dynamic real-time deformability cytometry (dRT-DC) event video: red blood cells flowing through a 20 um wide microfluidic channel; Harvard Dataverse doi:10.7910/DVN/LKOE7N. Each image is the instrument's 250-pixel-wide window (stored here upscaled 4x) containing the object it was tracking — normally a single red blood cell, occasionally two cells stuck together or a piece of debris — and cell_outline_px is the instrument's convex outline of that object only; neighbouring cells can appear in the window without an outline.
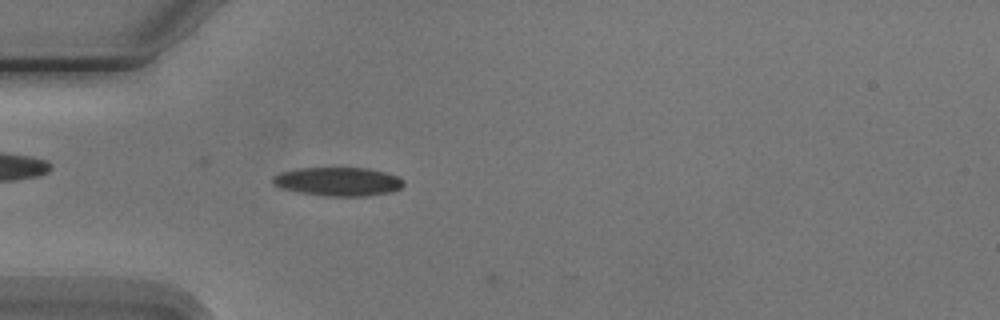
{"species": "Egyptian fruit bat (a non-hibernating species)", "species_latin": "Rousettus aegyptiacus", "temperature_condition": "cold", "stored_images_in_passage": 2, "camera_frame_rate_fps": 3000, "um_per_image_px": 0.085, "animal": {"sex": "male"}, "frame": {"image": 1, "passage_image": 2, "time_ms": 1.0, "image_size_px": [1000, 320], "cell_outline_px": [[404, 184], [400, 188], [392, 192], [368, 196], [324, 196], [300, 192], [280, 188], [272, 184], [272, 176], [280, 172], [296, 168], [368, 168], [384, 172], [396, 176], [404, 180]], "centroid_in_image_um": [28.71, 15.43], "position_along_channel_um": 56.3, "area_um2": 22.02}}